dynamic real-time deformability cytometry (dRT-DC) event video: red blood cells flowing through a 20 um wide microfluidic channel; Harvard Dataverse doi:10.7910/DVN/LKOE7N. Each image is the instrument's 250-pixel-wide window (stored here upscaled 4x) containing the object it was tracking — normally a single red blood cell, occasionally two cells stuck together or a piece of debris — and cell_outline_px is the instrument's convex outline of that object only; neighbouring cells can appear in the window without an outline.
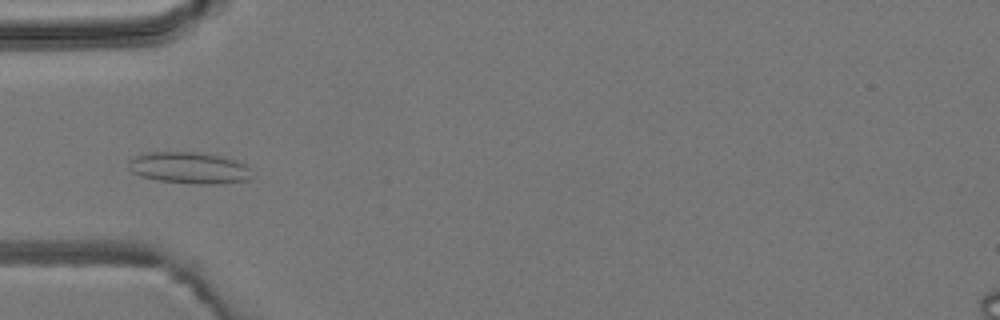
{"species": "common noctule bat (a hibernating species)", "species_latin": "Nyctalus noctula", "temperature_condition": "room temperature", "stored_images_in_passage": 4, "camera_frame_rate_fps": 3000, "um_per_image_px": 0.085, "animal": {"sex": "male", "body_mass_g": 19.2, "forearm_length_mm": 51.8}, "frame": {"image": 1, "passage_image": 4, "time_ms": 3.333, "image_size_px": [1000, 320], "cell_outline_px": [[248, 180], [220, 184], [192, 184], [156, 180], [140, 176], [132, 172], [128, 168], [128, 160], [136, 156], [148, 152], [196, 152], [220, 156], [236, 160], [244, 164], [248, 168]], "centroid_in_image_um": [16.02, 14.27], "position_along_channel_um": 69.0, "area_um2": 22.6}}